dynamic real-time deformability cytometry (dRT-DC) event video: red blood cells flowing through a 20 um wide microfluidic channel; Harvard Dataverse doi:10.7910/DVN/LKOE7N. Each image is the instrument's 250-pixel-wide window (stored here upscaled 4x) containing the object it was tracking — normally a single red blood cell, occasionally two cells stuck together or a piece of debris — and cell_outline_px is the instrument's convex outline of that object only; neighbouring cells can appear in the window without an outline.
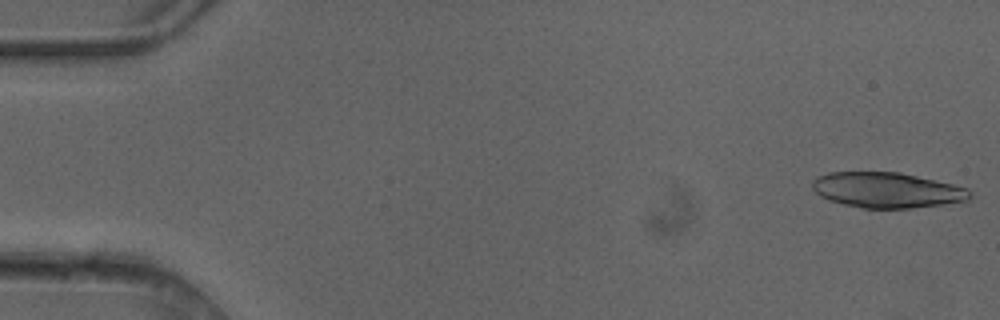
{"species": "common noctule bat (a hibernating species)", "species_latin": "Nyctalus noctula", "temperature_condition": "cold", "stored_images_in_passage": 4, "camera_frame_rate_fps": 3000, "um_per_image_px": 0.085, "animal": {"sex": "female"}, "frame": {"image": 1, "passage_image": 1, "time_ms": 0.0, "image_size_px": [1000, 320], "cell_outline_px": [[972, 196], [968, 200], [912, 208], [864, 208], [844, 204], [828, 200], [820, 196], [812, 188], [812, 180], [816, 176], [828, 172], [900, 172], [952, 184], [968, 188], [972, 192]], "centroid_in_image_um": [75.36, 16.15], "position_along_channel_um": 9.6, "area_um2": 32.48}}